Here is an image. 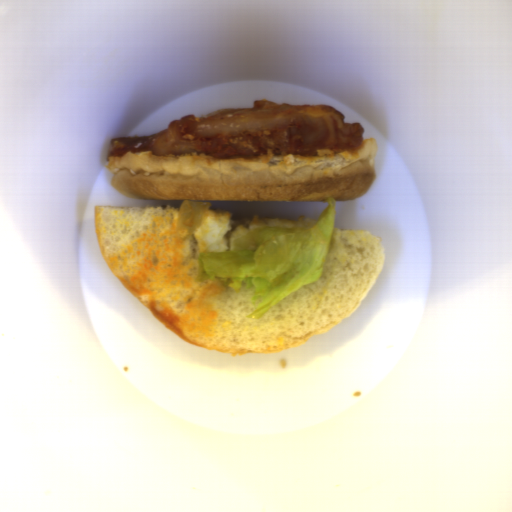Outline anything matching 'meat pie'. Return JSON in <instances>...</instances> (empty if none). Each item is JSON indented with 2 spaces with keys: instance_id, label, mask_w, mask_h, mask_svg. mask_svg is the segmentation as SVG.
I'll return each mask as SVG.
<instances>
[{
  "instance_id": "1",
  "label": "meat pie",
  "mask_w": 512,
  "mask_h": 512,
  "mask_svg": "<svg viewBox=\"0 0 512 512\" xmlns=\"http://www.w3.org/2000/svg\"><path fill=\"white\" fill-rule=\"evenodd\" d=\"M344 119L341 111L327 104H286L264 98L254 100L252 108L232 107L174 119L151 136L112 139L107 158L149 153L231 163L356 151L364 143L363 125Z\"/></svg>"
}]
</instances>
